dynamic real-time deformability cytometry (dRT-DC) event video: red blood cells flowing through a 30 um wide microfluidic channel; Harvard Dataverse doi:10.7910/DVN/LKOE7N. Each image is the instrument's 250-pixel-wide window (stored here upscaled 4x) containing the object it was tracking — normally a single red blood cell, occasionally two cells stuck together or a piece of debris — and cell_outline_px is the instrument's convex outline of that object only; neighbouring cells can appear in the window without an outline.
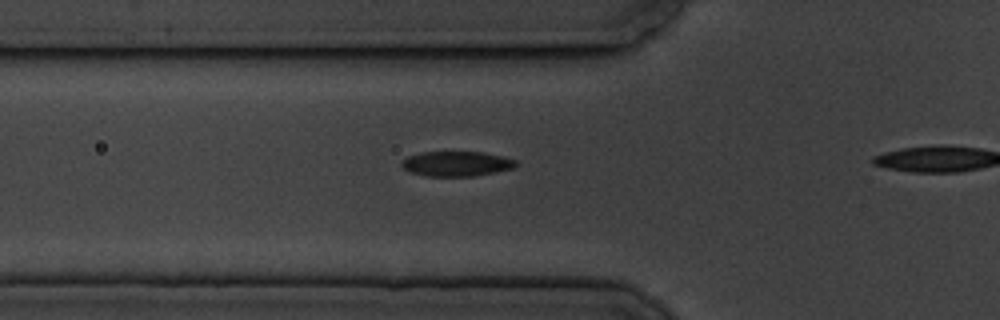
{"species": "common noctule bat (a hibernating species)", "species_latin": "Nyctalus noctula", "temperature_condition": "cold", "stored_images_in_passage": 4, "camera_frame_rate_fps": 3000, "um_per_image_px": 0.085, "animal": {"sex": "male", "body_mass_g": 19.5, "forearm_length_mm": 54.6}, "frame": {"image": 1, "passage_image": 4, "time_ms": 3.333, "image_size_px": [1000, 320], "cell_outline_px": [[516, 164], [512, 168], [496, 172], [472, 176], [424, 176], [408, 172], [400, 164], [408, 156], [420, 152], [484, 152], [516, 160]], "centroid_in_image_um": [38.75, 13.92], "position_along_channel_um": 87.0, "area_um2": 16.53}}